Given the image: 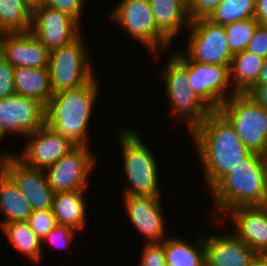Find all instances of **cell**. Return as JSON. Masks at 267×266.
Here are the masks:
<instances>
[{
	"label": "cell",
	"mask_w": 267,
	"mask_h": 266,
	"mask_svg": "<svg viewBox=\"0 0 267 266\" xmlns=\"http://www.w3.org/2000/svg\"><path fill=\"white\" fill-rule=\"evenodd\" d=\"M190 135L196 146L208 191L250 153L218 110H213Z\"/></svg>",
	"instance_id": "obj_1"
},
{
	"label": "cell",
	"mask_w": 267,
	"mask_h": 266,
	"mask_svg": "<svg viewBox=\"0 0 267 266\" xmlns=\"http://www.w3.org/2000/svg\"><path fill=\"white\" fill-rule=\"evenodd\" d=\"M216 217L240 206L267 205L265 157L250 152L210 190ZM217 213V214H216Z\"/></svg>",
	"instance_id": "obj_2"
},
{
	"label": "cell",
	"mask_w": 267,
	"mask_h": 266,
	"mask_svg": "<svg viewBox=\"0 0 267 266\" xmlns=\"http://www.w3.org/2000/svg\"><path fill=\"white\" fill-rule=\"evenodd\" d=\"M98 81L95 76L80 87L53 94L44 104V126H49L76 146H89V120L101 87Z\"/></svg>",
	"instance_id": "obj_3"
},
{
	"label": "cell",
	"mask_w": 267,
	"mask_h": 266,
	"mask_svg": "<svg viewBox=\"0 0 267 266\" xmlns=\"http://www.w3.org/2000/svg\"><path fill=\"white\" fill-rule=\"evenodd\" d=\"M127 128L119 132L123 170L129 183L122 196H161L157 158L136 130Z\"/></svg>",
	"instance_id": "obj_4"
},
{
	"label": "cell",
	"mask_w": 267,
	"mask_h": 266,
	"mask_svg": "<svg viewBox=\"0 0 267 266\" xmlns=\"http://www.w3.org/2000/svg\"><path fill=\"white\" fill-rule=\"evenodd\" d=\"M166 63L165 70L160 72L165 82L166 96L173 109L172 115L184 120L191 133L199 127L213 111L196 93L188 82V57L181 51L173 52Z\"/></svg>",
	"instance_id": "obj_5"
},
{
	"label": "cell",
	"mask_w": 267,
	"mask_h": 266,
	"mask_svg": "<svg viewBox=\"0 0 267 266\" xmlns=\"http://www.w3.org/2000/svg\"><path fill=\"white\" fill-rule=\"evenodd\" d=\"M250 152L267 154V109L246 93H236L217 109Z\"/></svg>",
	"instance_id": "obj_6"
},
{
	"label": "cell",
	"mask_w": 267,
	"mask_h": 266,
	"mask_svg": "<svg viewBox=\"0 0 267 266\" xmlns=\"http://www.w3.org/2000/svg\"><path fill=\"white\" fill-rule=\"evenodd\" d=\"M82 34L72 43L50 51L49 77L53 94L80 87L95 76Z\"/></svg>",
	"instance_id": "obj_7"
},
{
	"label": "cell",
	"mask_w": 267,
	"mask_h": 266,
	"mask_svg": "<svg viewBox=\"0 0 267 266\" xmlns=\"http://www.w3.org/2000/svg\"><path fill=\"white\" fill-rule=\"evenodd\" d=\"M110 19L158 59V53L173 44L157 29L149 0H120L111 11Z\"/></svg>",
	"instance_id": "obj_8"
},
{
	"label": "cell",
	"mask_w": 267,
	"mask_h": 266,
	"mask_svg": "<svg viewBox=\"0 0 267 266\" xmlns=\"http://www.w3.org/2000/svg\"><path fill=\"white\" fill-rule=\"evenodd\" d=\"M188 40L183 52L191 61L201 64L231 65L233 54L229 49L224 26L208 19L190 22Z\"/></svg>",
	"instance_id": "obj_9"
},
{
	"label": "cell",
	"mask_w": 267,
	"mask_h": 266,
	"mask_svg": "<svg viewBox=\"0 0 267 266\" xmlns=\"http://www.w3.org/2000/svg\"><path fill=\"white\" fill-rule=\"evenodd\" d=\"M89 147L75 146L45 169L48 184L54 193L87 190L89 177L97 162Z\"/></svg>",
	"instance_id": "obj_10"
},
{
	"label": "cell",
	"mask_w": 267,
	"mask_h": 266,
	"mask_svg": "<svg viewBox=\"0 0 267 266\" xmlns=\"http://www.w3.org/2000/svg\"><path fill=\"white\" fill-rule=\"evenodd\" d=\"M0 167L15 181L33 211L52 209L54 191L45 170L24 164L11 151H0Z\"/></svg>",
	"instance_id": "obj_11"
},
{
	"label": "cell",
	"mask_w": 267,
	"mask_h": 266,
	"mask_svg": "<svg viewBox=\"0 0 267 266\" xmlns=\"http://www.w3.org/2000/svg\"><path fill=\"white\" fill-rule=\"evenodd\" d=\"M188 82L212 110L236 94L231 87L230 65L201 64L188 58Z\"/></svg>",
	"instance_id": "obj_12"
},
{
	"label": "cell",
	"mask_w": 267,
	"mask_h": 266,
	"mask_svg": "<svg viewBox=\"0 0 267 266\" xmlns=\"http://www.w3.org/2000/svg\"><path fill=\"white\" fill-rule=\"evenodd\" d=\"M81 25L67 13L42 6L32 12L30 32L52 51L75 41L82 33Z\"/></svg>",
	"instance_id": "obj_13"
},
{
	"label": "cell",
	"mask_w": 267,
	"mask_h": 266,
	"mask_svg": "<svg viewBox=\"0 0 267 266\" xmlns=\"http://www.w3.org/2000/svg\"><path fill=\"white\" fill-rule=\"evenodd\" d=\"M44 125V105L38 100L13 94L0 99V127L6 133L28 136Z\"/></svg>",
	"instance_id": "obj_14"
},
{
	"label": "cell",
	"mask_w": 267,
	"mask_h": 266,
	"mask_svg": "<svg viewBox=\"0 0 267 266\" xmlns=\"http://www.w3.org/2000/svg\"><path fill=\"white\" fill-rule=\"evenodd\" d=\"M126 215L146 243L162 242L167 237L161 196H123Z\"/></svg>",
	"instance_id": "obj_15"
},
{
	"label": "cell",
	"mask_w": 267,
	"mask_h": 266,
	"mask_svg": "<svg viewBox=\"0 0 267 266\" xmlns=\"http://www.w3.org/2000/svg\"><path fill=\"white\" fill-rule=\"evenodd\" d=\"M23 151L16 157L29 167L45 170L76 145L49 126H42L27 136Z\"/></svg>",
	"instance_id": "obj_16"
},
{
	"label": "cell",
	"mask_w": 267,
	"mask_h": 266,
	"mask_svg": "<svg viewBox=\"0 0 267 266\" xmlns=\"http://www.w3.org/2000/svg\"><path fill=\"white\" fill-rule=\"evenodd\" d=\"M2 56L15 67L48 68L50 51L30 32L0 34Z\"/></svg>",
	"instance_id": "obj_17"
},
{
	"label": "cell",
	"mask_w": 267,
	"mask_h": 266,
	"mask_svg": "<svg viewBox=\"0 0 267 266\" xmlns=\"http://www.w3.org/2000/svg\"><path fill=\"white\" fill-rule=\"evenodd\" d=\"M215 235L204 233L206 266H251L254 250L232 232Z\"/></svg>",
	"instance_id": "obj_18"
},
{
	"label": "cell",
	"mask_w": 267,
	"mask_h": 266,
	"mask_svg": "<svg viewBox=\"0 0 267 266\" xmlns=\"http://www.w3.org/2000/svg\"><path fill=\"white\" fill-rule=\"evenodd\" d=\"M232 231L258 255H267V205L240 206L229 210Z\"/></svg>",
	"instance_id": "obj_19"
},
{
	"label": "cell",
	"mask_w": 267,
	"mask_h": 266,
	"mask_svg": "<svg viewBox=\"0 0 267 266\" xmlns=\"http://www.w3.org/2000/svg\"><path fill=\"white\" fill-rule=\"evenodd\" d=\"M157 29L172 43L181 29H188L190 19L186 0H149Z\"/></svg>",
	"instance_id": "obj_20"
},
{
	"label": "cell",
	"mask_w": 267,
	"mask_h": 266,
	"mask_svg": "<svg viewBox=\"0 0 267 266\" xmlns=\"http://www.w3.org/2000/svg\"><path fill=\"white\" fill-rule=\"evenodd\" d=\"M86 190L54 193L52 211L57 224L81 231L87 224Z\"/></svg>",
	"instance_id": "obj_21"
},
{
	"label": "cell",
	"mask_w": 267,
	"mask_h": 266,
	"mask_svg": "<svg viewBox=\"0 0 267 266\" xmlns=\"http://www.w3.org/2000/svg\"><path fill=\"white\" fill-rule=\"evenodd\" d=\"M0 211L4 218L0 226L10 222L27 221L32 214L30 204L15 181L0 167Z\"/></svg>",
	"instance_id": "obj_22"
},
{
	"label": "cell",
	"mask_w": 267,
	"mask_h": 266,
	"mask_svg": "<svg viewBox=\"0 0 267 266\" xmlns=\"http://www.w3.org/2000/svg\"><path fill=\"white\" fill-rule=\"evenodd\" d=\"M15 94L38 100L43 105L53 96L48 68H14Z\"/></svg>",
	"instance_id": "obj_23"
},
{
	"label": "cell",
	"mask_w": 267,
	"mask_h": 266,
	"mask_svg": "<svg viewBox=\"0 0 267 266\" xmlns=\"http://www.w3.org/2000/svg\"><path fill=\"white\" fill-rule=\"evenodd\" d=\"M204 233L195 244L180 237H168L163 241L167 266H206Z\"/></svg>",
	"instance_id": "obj_24"
},
{
	"label": "cell",
	"mask_w": 267,
	"mask_h": 266,
	"mask_svg": "<svg viewBox=\"0 0 267 266\" xmlns=\"http://www.w3.org/2000/svg\"><path fill=\"white\" fill-rule=\"evenodd\" d=\"M263 62V58L245 50L233 55L230 80L235 93H247L256 85Z\"/></svg>",
	"instance_id": "obj_25"
},
{
	"label": "cell",
	"mask_w": 267,
	"mask_h": 266,
	"mask_svg": "<svg viewBox=\"0 0 267 266\" xmlns=\"http://www.w3.org/2000/svg\"><path fill=\"white\" fill-rule=\"evenodd\" d=\"M0 229L16 251L38 263L42 256V241L32 231L27 221L3 224Z\"/></svg>",
	"instance_id": "obj_26"
},
{
	"label": "cell",
	"mask_w": 267,
	"mask_h": 266,
	"mask_svg": "<svg viewBox=\"0 0 267 266\" xmlns=\"http://www.w3.org/2000/svg\"><path fill=\"white\" fill-rule=\"evenodd\" d=\"M32 12L24 0H0V34L28 32Z\"/></svg>",
	"instance_id": "obj_27"
},
{
	"label": "cell",
	"mask_w": 267,
	"mask_h": 266,
	"mask_svg": "<svg viewBox=\"0 0 267 266\" xmlns=\"http://www.w3.org/2000/svg\"><path fill=\"white\" fill-rule=\"evenodd\" d=\"M256 0H223L208 18L212 23L225 26L240 20L254 18Z\"/></svg>",
	"instance_id": "obj_28"
},
{
	"label": "cell",
	"mask_w": 267,
	"mask_h": 266,
	"mask_svg": "<svg viewBox=\"0 0 267 266\" xmlns=\"http://www.w3.org/2000/svg\"><path fill=\"white\" fill-rule=\"evenodd\" d=\"M258 24L259 22L252 18L224 26L229 49L233 55L246 49Z\"/></svg>",
	"instance_id": "obj_29"
},
{
	"label": "cell",
	"mask_w": 267,
	"mask_h": 266,
	"mask_svg": "<svg viewBox=\"0 0 267 266\" xmlns=\"http://www.w3.org/2000/svg\"><path fill=\"white\" fill-rule=\"evenodd\" d=\"M27 222L41 241L58 225L52 209L33 211Z\"/></svg>",
	"instance_id": "obj_30"
},
{
	"label": "cell",
	"mask_w": 267,
	"mask_h": 266,
	"mask_svg": "<svg viewBox=\"0 0 267 266\" xmlns=\"http://www.w3.org/2000/svg\"><path fill=\"white\" fill-rule=\"evenodd\" d=\"M143 251L138 266H167L162 242H143Z\"/></svg>",
	"instance_id": "obj_31"
},
{
	"label": "cell",
	"mask_w": 267,
	"mask_h": 266,
	"mask_svg": "<svg viewBox=\"0 0 267 266\" xmlns=\"http://www.w3.org/2000/svg\"><path fill=\"white\" fill-rule=\"evenodd\" d=\"M223 0H186V8L191 21L208 19Z\"/></svg>",
	"instance_id": "obj_32"
},
{
	"label": "cell",
	"mask_w": 267,
	"mask_h": 266,
	"mask_svg": "<svg viewBox=\"0 0 267 266\" xmlns=\"http://www.w3.org/2000/svg\"><path fill=\"white\" fill-rule=\"evenodd\" d=\"M77 231L71 227L64 225H57L53 230H51L42 240V254L44 251V242L55 248H67L70 243L74 240L75 233Z\"/></svg>",
	"instance_id": "obj_33"
},
{
	"label": "cell",
	"mask_w": 267,
	"mask_h": 266,
	"mask_svg": "<svg viewBox=\"0 0 267 266\" xmlns=\"http://www.w3.org/2000/svg\"><path fill=\"white\" fill-rule=\"evenodd\" d=\"M85 3L86 0H46L45 6L67 13L80 23Z\"/></svg>",
	"instance_id": "obj_34"
},
{
	"label": "cell",
	"mask_w": 267,
	"mask_h": 266,
	"mask_svg": "<svg viewBox=\"0 0 267 266\" xmlns=\"http://www.w3.org/2000/svg\"><path fill=\"white\" fill-rule=\"evenodd\" d=\"M15 94L14 67L3 57H0V99Z\"/></svg>",
	"instance_id": "obj_35"
},
{
	"label": "cell",
	"mask_w": 267,
	"mask_h": 266,
	"mask_svg": "<svg viewBox=\"0 0 267 266\" xmlns=\"http://www.w3.org/2000/svg\"><path fill=\"white\" fill-rule=\"evenodd\" d=\"M245 51L251 52L264 60L267 59V25L258 24Z\"/></svg>",
	"instance_id": "obj_36"
},
{
	"label": "cell",
	"mask_w": 267,
	"mask_h": 266,
	"mask_svg": "<svg viewBox=\"0 0 267 266\" xmlns=\"http://www.w3.org/2000/svg\"><path fill=\"white\" fill-rule=\"evenodd\" d=\"M246 94L259 106L267 109V85H255Z\"/></svg>",
	"instance_id": "obj_37"
},
{
	"label": "cell",
	"mask_w": 267,
	"mask_h": 266,
	"mask_svg": "<svg viewBox=\"0 0 267 266\" xmlns=\"http://www.w3.org/2000/svg\"><path fill=\"white\" fill-rule=\"evenodd\" d=\"M254 18L260 24L267 25V0H256Z\"/></svg>",
	"instance_id": "obj_38"
},
{
	"label": "cell",
	"mask_w": 267,
	"mask_h": 266,
	"mask_svg": "<svg viewBox=\"0 0 267 266\" xmlns=\"http://www.w3.org/2000/svg\"><path fill=\"white\" fill-rule=\"evenodd\" d=\"M256 85H267V59L264 60L262 68L258 73Z\"/></svg>",
	"instance_id": "obj_39"
},
{
	"label": "cell",
	"mask_w": 267,
	"mask_h": 266,
	"mask_svg": "<svg viewBox=\"0 0 267 266\" xmlns=\"http://www.w3.org/2000/svg\"><path fill=\"white\" fill-rule=\"evenodd\" d=\"M26 6L33 12L34 10L45 6L46 0H24Z\"/></svg>",
	"instance_id": "obj_40"
},
{
	"label": "cell",
	"mask_w": 267,
	"mask_h": 266,
	"mask_svg": "<svg viewBox=\"0 0 267 266\" xmlns=\"http://www.w3.org/2000/svg\"><path fill=\"white\" fill-rule=\"evenodd\" d=\"M251 266H267V255H257Z\"/></svg>",
	"instance_id": "obj_41"
},
{
	"label": "cell",
	"mask_w": 267,
	"mask_h": 266,
	"mask_svg": "<svg viewBox=\"0 0 267 266\" xmlns=\"http://www.w3.org/2000/svg\"><path fill=\"white\" fill-rule=\"evenodd\" d=\"M6 133L3 131V129L0 127V141L3 140V138H5Z\"/></svg>",
	"instance_id": "obj_42"
},
{
	"label": "cell",
	"mask_w": 267,
	"mask_h": 266,
	"mask_svg": "<svg viewBox=\"0 0 267 266\" xmlns=\"http://www.w3.org/2000/svg\"><path fill=\"white\" fill-rule=\"evenodd\" d=\"M2 56V49H1V44H0V57Z\"/></svg>",
	"instance_id": "obj_43"
},
{
	"label": "cell",
	"mask_w": 267,
	"mask_h": 266,
	"mask_svg": "<svg viewBox=\"0 0 267 266\" xmlns=\"http://www.w3.org/2000/svg\"><path fill=\"white\" fill-rule=\"evenodd\" d=\"M264 157H265L266 166H267V154Z\"/></svg>",
	"instance_id": "obj_44"
}]
</instances>
